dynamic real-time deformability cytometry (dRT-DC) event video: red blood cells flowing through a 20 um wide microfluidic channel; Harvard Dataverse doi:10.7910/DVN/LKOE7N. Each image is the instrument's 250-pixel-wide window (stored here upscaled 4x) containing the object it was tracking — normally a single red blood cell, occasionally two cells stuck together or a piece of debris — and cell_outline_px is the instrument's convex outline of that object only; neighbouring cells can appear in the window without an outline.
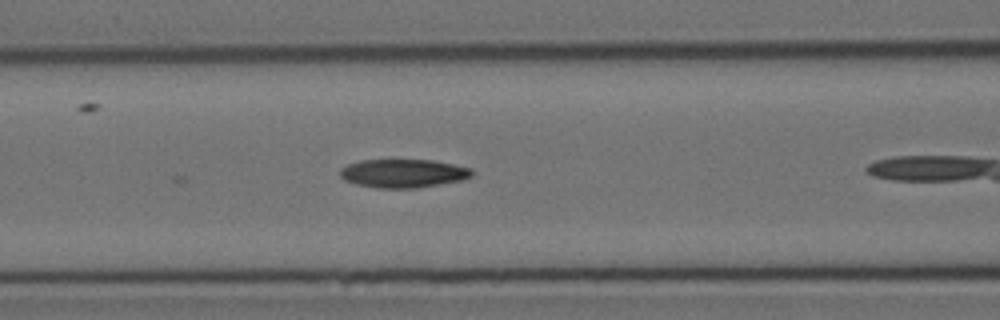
{"species": "Egyptian fruit bat (a non-hibernating species)", "species_latin": "Rousettus aegyptiacus", "temperature_condition": "cold", "stored_images_in_passage": 6, "camera_frame_rate_fps": 3000, "um_per_image_px": 0.085, "animal": {"sex": "female"}, "frame": {"image": 1, "passage_image": 5, "time_ms": 5.333, "image_size_px": [1000, 320], "cell_outline_px": [[472, 176], [460, 180], [440, 184], [416, 188], [376, 188], [356, 184], [344, 180], [340, 176], [340, 168], [348, 164], [360, 160], [432, 160], [472, 168]], "centroid_in_image_um": [34.24, 14.73], "position_along_channel_um": 132.4, "area_um2": 21.85}}